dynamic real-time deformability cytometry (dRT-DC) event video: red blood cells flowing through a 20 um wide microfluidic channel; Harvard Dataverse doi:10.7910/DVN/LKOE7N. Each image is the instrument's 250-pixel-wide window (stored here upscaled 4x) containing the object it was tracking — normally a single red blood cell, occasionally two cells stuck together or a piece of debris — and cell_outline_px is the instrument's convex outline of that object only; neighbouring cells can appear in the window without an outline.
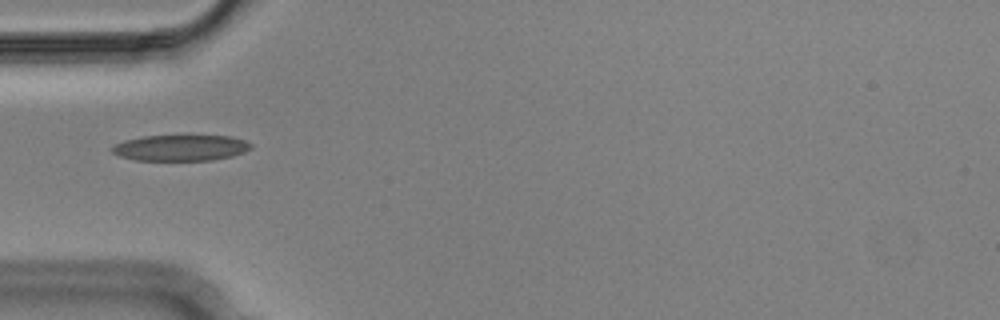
{"species": "Egyptian fruit bat (a non-hibernating species)", "species_latin": "Rousettus aegyptiacus", "temperature_condition": "cold", "stored_images_in_passage": 5, "camera_frame_rate_fps": 3000, "um_per_image_px": 0.085, "animal": {"sex": "male"}, "frame": {"image": 1, "passage_image": 5, "time_ms": 1.333, "image_size_px": [1000, 320], "cell_outline_px": [[252, 148], [244, 152], [232, 156], [212, 160], [136, 160], [120, 156], [112, 152], [108, 148], [112, 144], [124, 140], [144, 136], [232, 136], [244, 140], [252, 144]], "centroid_in_image_um": [15.32, 12.56], "position_along_channel_um": 69.7, "area_um2": 21.1}}